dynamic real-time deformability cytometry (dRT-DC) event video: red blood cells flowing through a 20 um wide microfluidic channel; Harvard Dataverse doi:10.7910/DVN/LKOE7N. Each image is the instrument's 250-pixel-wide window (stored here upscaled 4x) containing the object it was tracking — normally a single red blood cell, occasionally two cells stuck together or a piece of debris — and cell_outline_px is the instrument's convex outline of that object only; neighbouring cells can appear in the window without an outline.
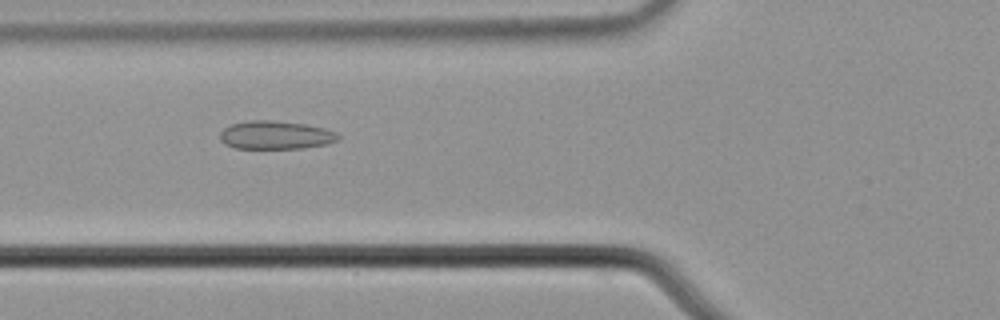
{"species": "common noctule bat (a hibernating species)", "species_latin": "Nyctalus noctula", "temperature_condition": "cold", "stored_images_in_passage": 24, "camera_frame_rate_fps": 3000, "um_per_image_px": 0.085, "animal": {"sex": "male", "body_mass_g": 21.5, "forearm_length_mm": 52.0}, "frame": {"image": 1, "passage_image": 5, "time_ms": 1.333, "image_size_px": [1000, 320], "cell_outline_px": [[340, 140], [328, 144], [304, 148], [236, 148], [224, 144], [220, 140], [220, 132], [224, 128], [232, 124], [248, 120], [272, 120], [304, 124], [324, 128], [336, 132], [340, 136]], "centroid_in_image_um": [23.44, 11.48], "position_along_channel_um": 102.4, "area_um2": 19.59}}
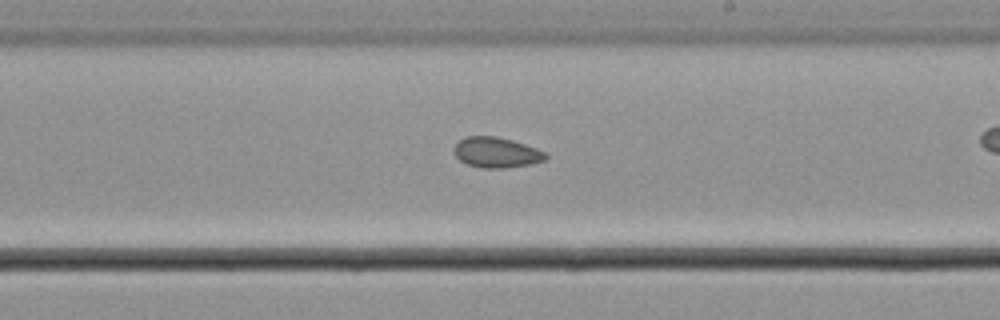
{"frame": {"image": 2, "passage_image": 13, "time_ms": 4.0, "image_size_px": [1000, 320], "cell_outline_px": [[548, 156], [544, 160], [528, 164], [504, 168], [480, 168], [468, 164], [460, 160], [456, 156], [456, 144], [464, 136], [496, 136], [512, 140], [536, 148], [544, 152]], "centroid_in_image_um": [42.19, 12.95], "position_along_channel_um": 246.8, "area_um2": 15.95}}
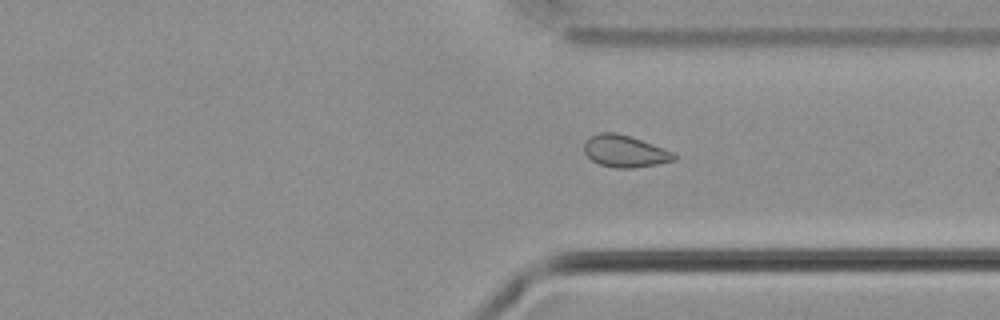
{"frame": {"image": 3, "passage_image": 22, "time_ms": 7.0, "image_size_px": [1000, 320], "cell_outline_px": [[676, 160], [656, 164], [632, 168], [616, 168], [600, 164], [592, 160], [584, 152], [584, 144], [592, 136], [600, 132], [616, 132], [652, 144], [672, 152], [676, 156]], "centroid_in_image_um": [53.1, 12.86], "position_along_channel_um": 358.3, "area_um2": 16.36}}